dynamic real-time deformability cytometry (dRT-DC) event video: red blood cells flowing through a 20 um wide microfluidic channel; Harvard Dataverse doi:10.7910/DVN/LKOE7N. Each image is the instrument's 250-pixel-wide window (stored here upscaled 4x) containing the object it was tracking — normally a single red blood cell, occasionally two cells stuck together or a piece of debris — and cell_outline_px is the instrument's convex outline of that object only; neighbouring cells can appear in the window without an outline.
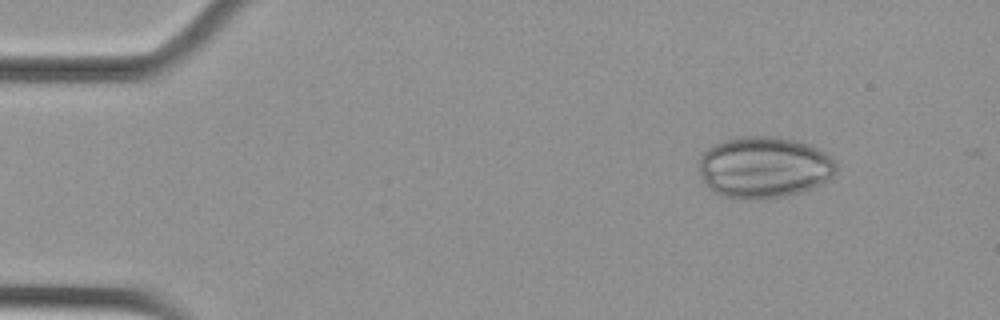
{"species": "Egyptian fruit bat (a non-hibernating species)", "species_latin": "Rousettus aegyptiacus", "temperature_condition": "cold", "stored_images_in_passage": 4, "camera_frame_rate_fps": 3000, "um_per_image_px": 0.085, "animal": {"sex": "female"}, "frame": {"image": 1, "passage_image": 1, "time_ms": 0.0, "image_size_px": [1000, 320], "cell_outline_px": [[836, 172], [832, 176], [820, 184], [812, 188], [800, 192], [784, 196], [728, 196], [716, 192], [708, 188], [704, 184], [700, 172], [700, 156], [712, 144], [720, 140], [740, 136], [772, 136], [796, 140], [808, 144], [832, 156], [836, 160]], "centroid_in_image_um": [64.95, 14.16], "position_along_channel_um": 20.0, "area_um2": 48.49}}